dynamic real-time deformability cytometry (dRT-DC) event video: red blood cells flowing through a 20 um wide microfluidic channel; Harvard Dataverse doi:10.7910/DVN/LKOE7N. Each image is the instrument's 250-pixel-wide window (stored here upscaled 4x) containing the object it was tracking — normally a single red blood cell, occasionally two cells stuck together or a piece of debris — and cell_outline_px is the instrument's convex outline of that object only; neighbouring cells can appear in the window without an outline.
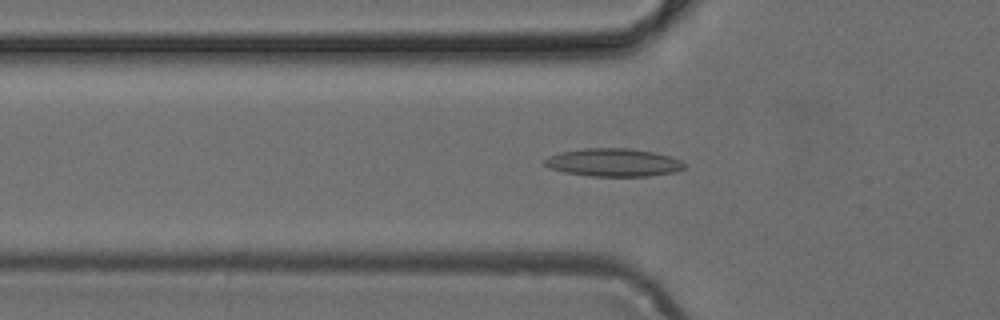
{"species": "common noctule bat (a hibernating species)", "species_latin": "Nyctalus noctula", "temperature_condition": "cold", "stored_images_in_passage": 49, "camera_frame_rate_fps": 3000, "um_per_image_px": 0.085, "animal": {"sex": "female", "body_mass_g": 24.6, "forearm_length_mm": 56.2}, "frame": {"image": 1, "passage_image": 16, "time_ms": 5.0, "image_size_px": [1000, 320], "cell_outline_px": [[688, 164], [684, 168], [676, 172], [648, 176], [588, 176], [564, 172], [552, 168], [544, 164], [544, 160], [548, 156], [560, 152], [584, 148], [628, 148], [652, 152], [672, 156]], "centroid_in_image_um": [52.18, 13.81], "position_along_channel_um": 73.6, "area_um2": 22.89}}
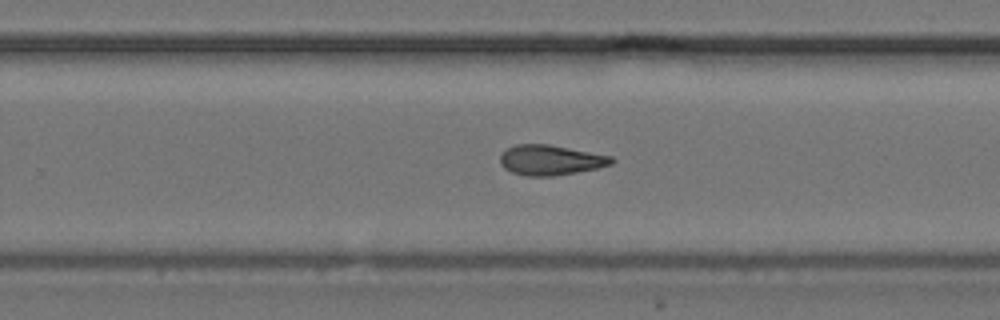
{"frame": {"image": 2, "passage_image": 31, "time_ms": 10.0, "image_size_px": [1000, 320], "cell_outline_px": [[616, 160], [612, 164], [600, 168], [556, 176], [524, 176], [512, 172], [504, 168], [500, 164], [500, 156], [508, 148], [516, 144], [548, 144], [612, 156]], "centroid_in_image_um": [46.82, 13.62], "position_along_channel_um": 283.0, "area_um2": 19.71}}
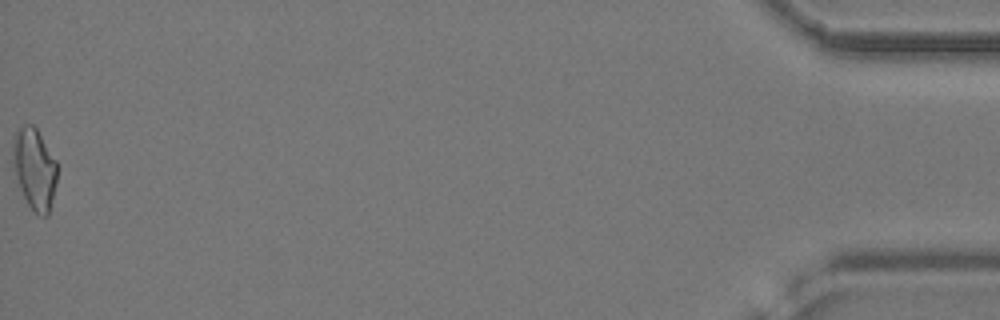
{"frame": {"image": 3, "passage_image": 49, "time_ms": 16.0, "image_size_px": [1000, 320], "cell_outline_px": [[56, 184], [48, 216], [40, 216], [28, 204], [20, 188], [12, 168], [12, 140], [16, 132], [24, 124], [32, 124], [36, 128], [56, 160]], "centroid_in_image_um": [2.91, 14.33], "position_along_channel_um": 432.3, "area_um2": 20.92}}